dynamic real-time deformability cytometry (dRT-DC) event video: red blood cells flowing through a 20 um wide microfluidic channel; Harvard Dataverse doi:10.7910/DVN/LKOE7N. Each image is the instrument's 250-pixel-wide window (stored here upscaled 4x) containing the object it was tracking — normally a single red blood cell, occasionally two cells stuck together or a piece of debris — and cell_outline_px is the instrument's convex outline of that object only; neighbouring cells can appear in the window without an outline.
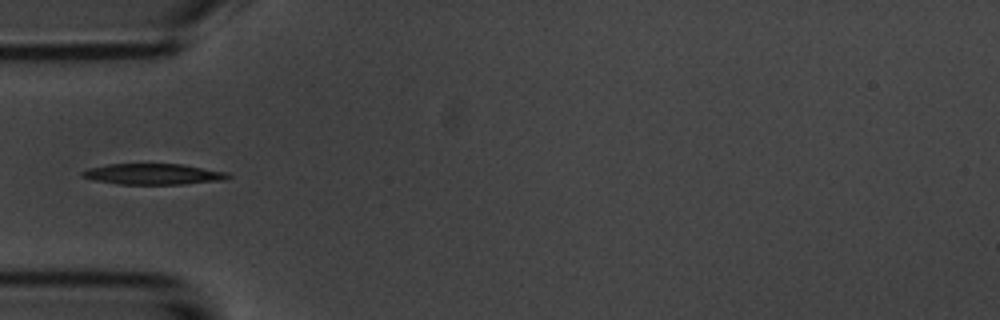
{"species": "common noctule bat (a hibernating species)", "species_latin": "Nyctalus noctula", "temperature_condition": "room temperature", "stored_images_in_passage": 6, "camera_frame_rate_fps": 3000, "um_per_image_px": 0.085, "animal": {"sex": "male", "body_mass_g": 20.1, "forearm_length_mm": 53.5}, "frame": {"image": 1, "passage_image": 6, "time_ms": 6.0, "image_size_px": [1000, 320], "cell_outline_px": [[232, 176], [224, 180], [184, 184], [120, 184], [92, 180], [80, 176], [80, 172], [88, 168], [108, 164], [184, 164], [228, 172]], "centroid_in_image_um": [13.03, 14.8], "position_along_channel_um": 72.0, "area_um2": 17.92}}